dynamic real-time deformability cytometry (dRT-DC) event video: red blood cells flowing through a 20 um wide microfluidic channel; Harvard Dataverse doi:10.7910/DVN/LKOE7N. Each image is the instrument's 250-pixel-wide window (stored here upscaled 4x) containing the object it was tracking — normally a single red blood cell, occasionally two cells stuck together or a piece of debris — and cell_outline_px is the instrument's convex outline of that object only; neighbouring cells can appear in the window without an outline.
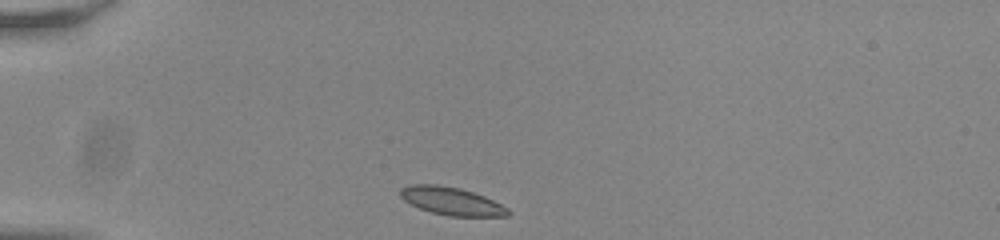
{"species": "common noctule bat (a hibernating species)", "species_latin": "Nyctalus noctula", "temperature_condition": "room temperature", "stored_images_in_passage": 34, "camera_frame_rate_fps": 3000, "um_per_image_px": 0.085, "animal": {"sex": "male", "body_mass_g": 20.0, "forearm_length_mm": 53.3}, "frame": {"image": 1, "passage_image": 1, "time_ms": 0.0, "image_size_px": [1000, 240], "cell_outline_px": [[512, 212], [508, 216], [448, 216], [432, 212], [420, 208], [404, 200], [400, 196], [400, 188], [408, 184], [436, 184], [460, 188], [484, 196], [508, 208]], "centroid_in_image_um": [38.37, 17.09], "position_along_channel_um": 46.6, "area_um2": 17.46}}
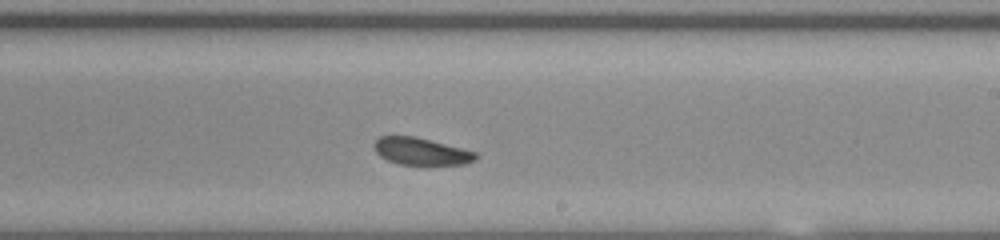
{"frame": {"image": 2, "passage_image": 20, "time_ms": 6.333, "image_size_px": [1000, 240], "cell_outline_px": [[476, 160], [464, 164], [400, 164], [388, 160], [380, 156], [376, 152], [372, 144], [380, 136], [416, 136], [476, 152]], "centroid_in_image_um": [35.76, 12.85], "position_along_channel_um": 253.2, "area_um2": 15.9}}
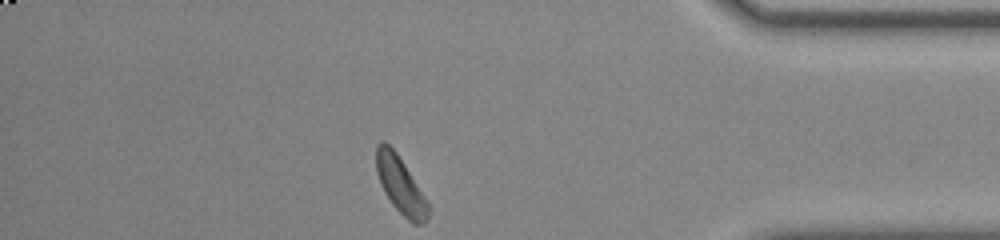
{"frame": {"image": 3, "passage_image": 34, "time_ms": 11.0, "image_size_px": [1000, 240], "cell_outline_px": [[428, 220], [420, 224], [412, 224], [392, 204], [384, 192], [380, 184], [376, 172], [376, 144], [380, 140], [384, 140], [396, 152], [428, 200]], "centroid_in_image_um": [34.02, 15.72], "position_along_channel_um": 401.2, "area_um2": 17.22}, "authors_computed_cell_mechanics": {"area_um2": 17.34, "velocity_mm_per_s": 3.7708, "shape_relaxation_time_tau1_ms": 3.161, "shape_relaxation_time_tau2_ms": 8.1745, "deformation_change_tau1": 0.063, "deformation_change_tau2": 0.155}}